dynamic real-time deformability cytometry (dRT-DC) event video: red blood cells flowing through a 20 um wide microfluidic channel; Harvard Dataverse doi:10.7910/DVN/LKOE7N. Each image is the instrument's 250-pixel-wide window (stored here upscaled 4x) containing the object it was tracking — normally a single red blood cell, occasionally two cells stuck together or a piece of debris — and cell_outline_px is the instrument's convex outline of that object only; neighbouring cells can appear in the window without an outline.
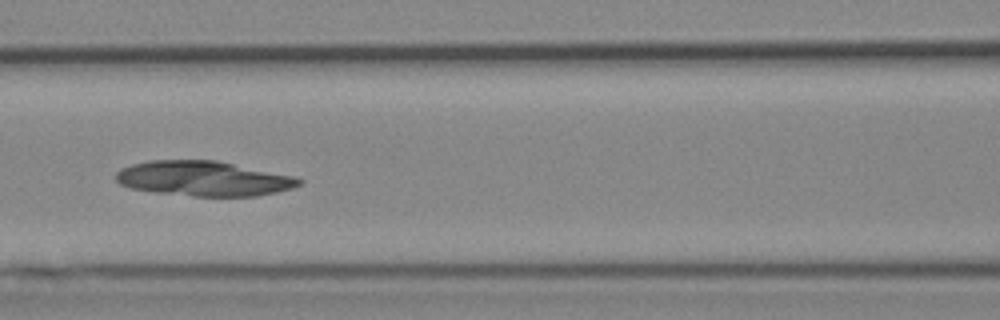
{"species": "Egyptian fruit bat (a non-hibernating species)", "species_latin": "Rousettus aegyptiacus", "temperature_condition": "cold", "stored_images_in_passage": 7, "camera_frame_rate_fps": 3000, "um_per_image_px": 0.085, "animal": {"sex": "female"}, "frame": {"image": 1, "passage_image": 7, "time_ms": 7.0, "image_size_px": [1000, 320], "cell_outline_px": [[304, 180], [300, 184], [292, 188], [276, 192], [256, 196], [192, 196], [152, 192], [132, 188], [120, 184], [116, 180], [116, 172], [120, 168], [132, 164], [148, 160], [216, 160], [296, 176]], "centroid_in_image_um": [17.3, 15.17], "position_along_channel_um": 149.3, "area_um2": 37.51}}